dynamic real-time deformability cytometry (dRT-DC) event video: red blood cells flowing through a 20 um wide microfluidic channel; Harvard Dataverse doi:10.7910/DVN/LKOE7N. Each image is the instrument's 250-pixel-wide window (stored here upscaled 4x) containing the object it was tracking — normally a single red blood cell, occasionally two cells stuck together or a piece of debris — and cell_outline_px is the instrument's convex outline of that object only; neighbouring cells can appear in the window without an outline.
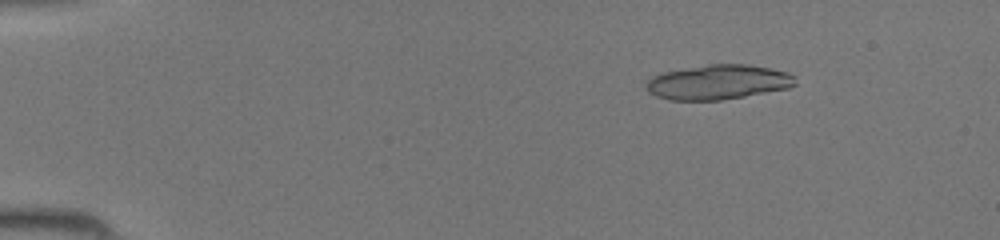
{"species": "common noctule bat (a hibernating species)", "species_latin": "Nyctalus noctula", "temperature_condition": "room temperature", "stored_images_in_passage": 45, "segment_of_instrument_passage": [1, 2], "camera_frame_rate_fps": 3000, "um_per_image_px": 0.085, "animal": {"sex": "female", "body_mass_g": 19.5, "forearm_length_mm": 54.1}, "frame": {"image": 1, "passage_image": 7, "time_ms": 2.0, "image_size_px": [1000, 240], "cell_outline_px": [[796, 84], [788, 88], [744, 96], [720, 100], [668, 100], [656, 96], [648, 92], [644, 84], [652, 76], [664, 72], [708, 64], [748, 64], [788, 72], [796, 76]], "centroid_in_image_um": [61.03, 6.98], "position_along_channel_um": 24.0, "area_um2": 30.17}}